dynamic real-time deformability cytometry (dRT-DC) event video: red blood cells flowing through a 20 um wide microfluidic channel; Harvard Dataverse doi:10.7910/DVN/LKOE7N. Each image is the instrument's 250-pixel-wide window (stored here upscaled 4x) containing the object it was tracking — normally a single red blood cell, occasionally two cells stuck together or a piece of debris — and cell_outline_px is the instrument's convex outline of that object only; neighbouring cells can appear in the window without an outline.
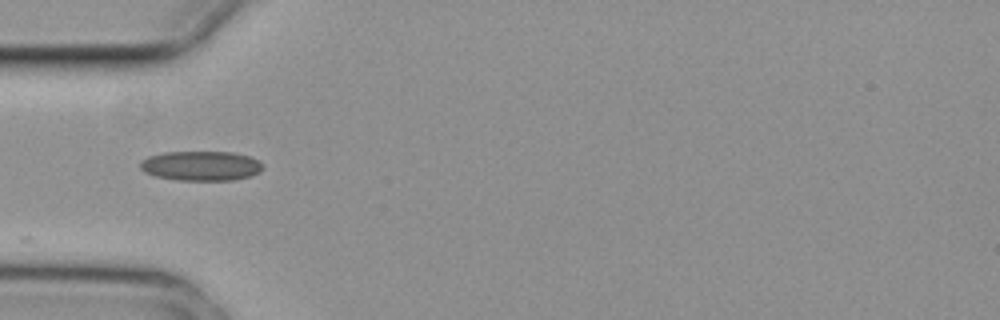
{"species": "common noctule bat (a hibernating species)", "species_latin": "Nyctalus noctula", "temperature_condition": "cold", "stored_images_in_passage": 3, "camera_frame_rate_fps": 3000, "um_per_image_px": 0.085, "animal": {"sex": "female", "body_mass_g": 29.2, "forearm_length_mm": 56.3}, "frame": {"image": 1, "passage_image": 3, "time_ms": 0.667, "image_size_px": [1000, 320], "cell_outline_px": [[264, 168], [260, 172], [252, 176], [232, 180], [176, 180], [156, 176], [144, 172], [140, 168], [140, 160], [148, 156], [164, 152], [232, 152], [248, 156], [264, 164]], "centroid_in_image_um": [17.08, 14.1], "position_along_channel_um": 67.9, "area_um2": 21.33}}